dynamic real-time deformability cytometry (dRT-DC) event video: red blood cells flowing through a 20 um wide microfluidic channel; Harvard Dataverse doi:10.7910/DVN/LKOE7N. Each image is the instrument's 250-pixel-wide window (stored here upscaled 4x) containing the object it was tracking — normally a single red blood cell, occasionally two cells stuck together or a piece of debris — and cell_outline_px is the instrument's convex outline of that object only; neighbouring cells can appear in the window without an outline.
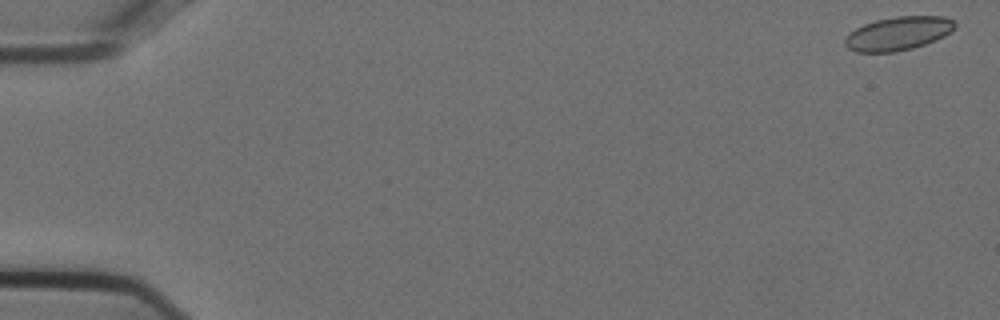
{"species": "Egyptian fruit bat (a non-hibernating species)", "species_latin": "Rousettus aegyptiacus", "temperature_condition": "cold", "stored_images_in_passage": 55, "camera_frame_rate_fps": 3000, "um_per_image_px": 0.085, "animal": {"sex": "female"}, "frame": {"image": 1, "passage_image": 1, "time_ms": 0.0, "image_size_px": [1000, 320], "cell_outline_px": [[956, 28], [944, 36], [936, 40], [912, 48], [896, 52], [856, 52], [848, 48], [844, 44], [844, 40], [856, 28], [864, 24], [876, 20], [896, 16], [944, 16], [952, 20], [956, 24]], "centroid_in_image_um": [76.36, 2.84], "position_along_channel_um": 8.6, "area_um2": 21.44}}
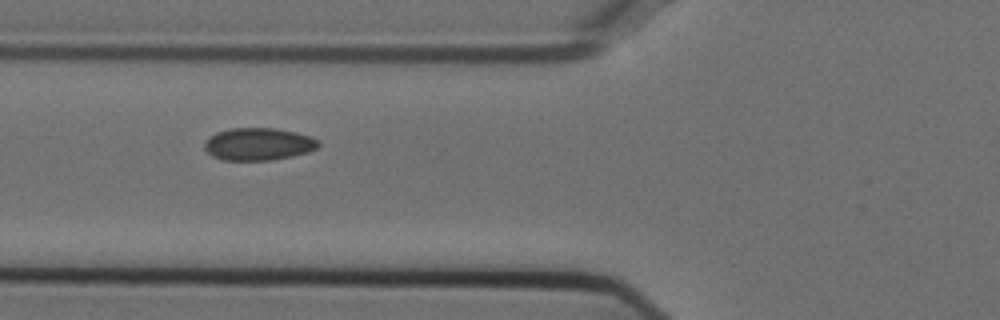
{"frame": {"image": 2, "passage_image": 21, "time_ms": 6.667, "image_size_px": [1000, 320], "cell_outline_px": [[320, 144], [316, 148], [308, 152], [292, 156], [268, 160], [224, 160], [212, 156], [204, 148], [204, 144], [216, 132], [232, 128], [276, 128], [296, 132], [312, 136], [320, 140]], "centroid_in_image_um": [22.01, 12.24], "position_along_channel_um": 103.8, "area_um2": 21.5}}
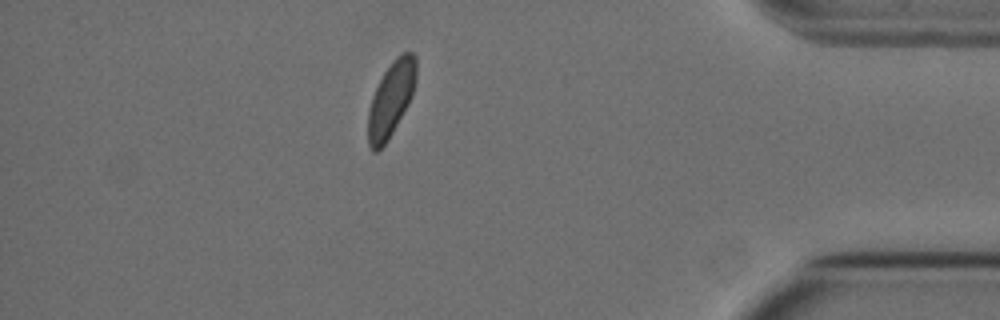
{"frame": {"image": 3, "passage_image": 48, "time_ms": 15.667, "image_size_px": [1000, 320], "cell_outline_px": [[416, 80], [412, 96], [408, 104], [388, 140], [376, 152], [372, 152], [368, 144], [368, 112], [372, 96], [384, 72], [392, 60], [396, 56], [404, 52], [412, 52], [416, 56]], "centroid_in_image_um": [33.24, 8.41], "position_along_channel_um": 402.0, "area_um2": 20.92}, "authors_computed_cell_mechanics": {"area_um2": 21.5016, "velocity_mm_per_s": 3.7242, "shape_relaxation_time_tau1_ms": 3.0968, "shape_relaxation_time_tau2_ms": 6.0451, "deformation_change_tau1": 0.0424, "deformation_change_tau2": 0.0767}}